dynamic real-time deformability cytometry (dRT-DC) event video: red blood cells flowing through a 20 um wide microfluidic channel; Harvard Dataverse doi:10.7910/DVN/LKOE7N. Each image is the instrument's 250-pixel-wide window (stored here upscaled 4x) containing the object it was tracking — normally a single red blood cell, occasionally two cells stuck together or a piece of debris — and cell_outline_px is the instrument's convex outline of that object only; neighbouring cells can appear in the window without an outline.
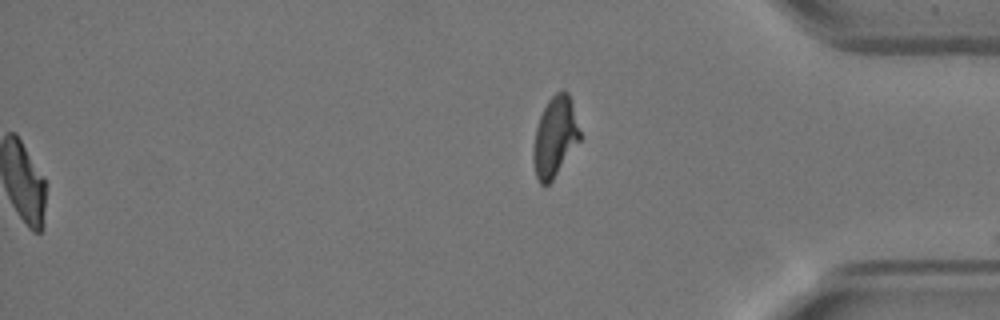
{"species": "Egyptian fruit bat (a non-hibernating species)", "species_latin": "Rousettus aegyptiacus", "temperature_condition": "warm", "stored_images_in_passage": 50, "segment_of_instrument_passage": [2, 2], "camera_frame_rate_fps": 3000, "um_per_image_px": 0.085, "animal": {"sex": "female"}, "frame": {"image": 1, "passage_image": 50, "time_ms": 16.333, "image_size_px": [1000, 320], "cell_outline_px": [[584, 136], [552, 180], [548, 184], [540, 184], [536, 176], [532, 156], [532, 152], [536, 128], [540, 116], [548, 100], [556, 92], [568, 92]], "centroid_in_image_um": [47.2, 11.63], "position_along_channel_um": 388.0, "area_um2": 21.91}}